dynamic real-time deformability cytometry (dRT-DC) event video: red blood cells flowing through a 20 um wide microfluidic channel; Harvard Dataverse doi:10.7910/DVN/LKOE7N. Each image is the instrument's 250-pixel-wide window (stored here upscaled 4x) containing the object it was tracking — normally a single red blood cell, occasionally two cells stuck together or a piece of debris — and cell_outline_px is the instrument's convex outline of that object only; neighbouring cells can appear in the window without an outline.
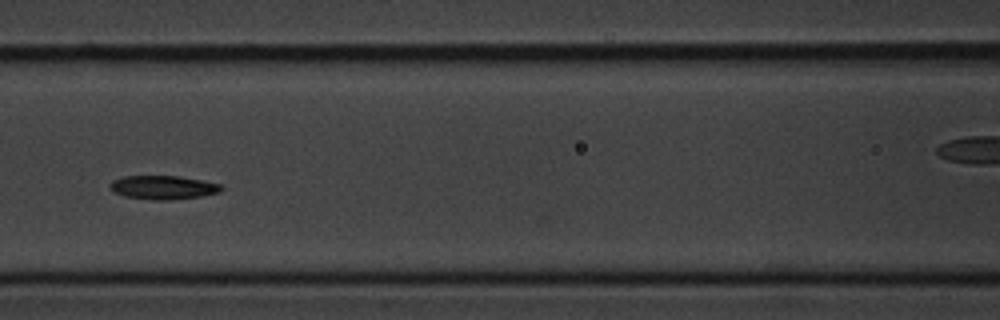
{"species": "common noctule bat (a hibernating species)", "species_latin": "Nyctalus noctula", "temperature_condition": "cold", "stored_images_in_passage": 16, "camera_frame_rate_fps": 3000, "um_per_image_px": 0.085, "animal": {"sex": "male", "body_mass_g": 20.1, "forearm_length_mm": 53.5}, "frame": {"image": 1, "passage_image": 6, "time_ms": 6.667, "image_size_px": [1000, 320], "cell_outline_px": [[224, 188], [220, 192], [200, 196], [164, 200], [156, 200], [124, 196], [112, 192], [108, 188], [108, 184], [112, 180], [124, 176], [180, 176], [224, 184]], "centroid_in_image_um": [13.85, 15.92], "position_along_channel_um": 152.7, "area_um2": 15.55}}
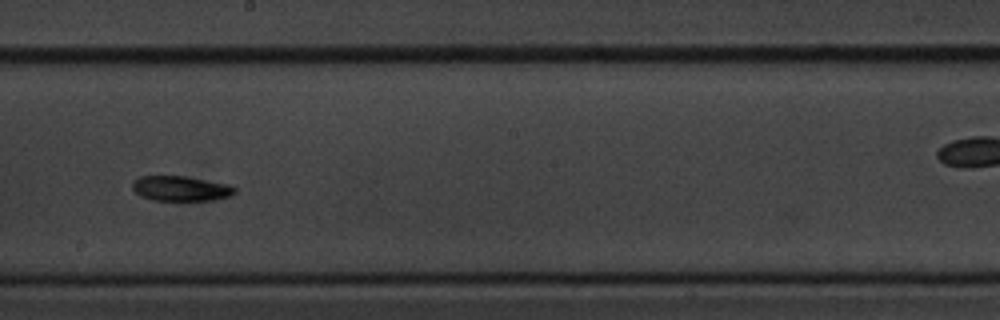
{"frame": {"image": 2, "passage_image": 8, "time_ms": 9.0, "image_size_px": [1000, 320], "cell_outline_px": [[236, 192], [232, 196], [216, 200], [184, 204], [180, 204], [152, 200], [140, 196], [132, 188], [132, 180], [140, 176], [184, 176], [228, 184], [236, 188]], "centroid_in_image_um": [15.38, 16.09], "position_along_channel_um": 232.8, "area_um2": 16.01}}
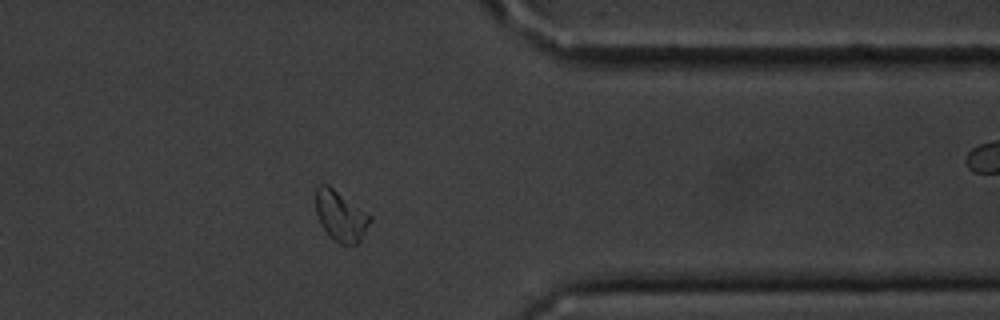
{"frame": {"image": 3, "passage_image": 12, "time_ms": 13.667, "image_size_px": [1000, 320], "cell_outline_px": [[372, 220], [360, 240], [356, 244], [340, 244], [328, 236], [320, 224], [316, 212], [316, 184], [328, 184], [372, 216]], "centroid_in_image_um": [28.94, 18.35], "position_along_channel_um": 382.5, "area_um2": 16.01}, "authors_computed_cell_mechanics": {"area_um2": 15.4904, "velocity_mm_per_s": 3.4509, "shape_relaxation_time_tau1_ms": 8.4655, "shape_relaxation_time_tau2_ms": null, "deformation_change_tau1": 0.1817, "deformation_change_tau2": null}}